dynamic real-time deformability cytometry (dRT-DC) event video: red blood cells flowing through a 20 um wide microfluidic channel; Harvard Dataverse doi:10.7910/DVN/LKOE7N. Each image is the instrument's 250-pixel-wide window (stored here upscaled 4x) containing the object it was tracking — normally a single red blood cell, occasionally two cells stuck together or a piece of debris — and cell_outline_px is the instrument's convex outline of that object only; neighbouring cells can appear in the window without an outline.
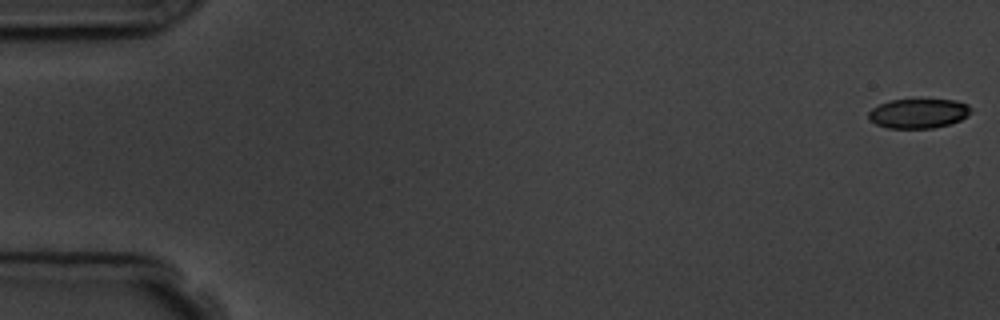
{"species": "common noctule bat (a hibernating species)", "species_latin": "Nyctalus noctula", "temperature_condition": "room temperature", "stored_images_in_passage": 5, "camera_frame_rate_fps": 3000, "um_per_image_px": 0.085, "animal": {"sex": "male", "body_mass_g": 19.5, "forearm_length_mm": 54.6}, "frame": {"image": 1, "passage_image": 1, "time_ms": 0.0, "image_size_px": [1000, 320], "cell_outline_px": [[972, 112], [968, 116], [952, 124], [932, 128], [888, 128], [876, 124], [868, 120], [868, 112], [872, 108], [880, 104], [892, 100], [956, 100], [968, 104], [972, 108]], "centroid_in_image_um": [78.09, 9.65], "position_along_channel_um": 6.9, "area_um2": 17.74}}
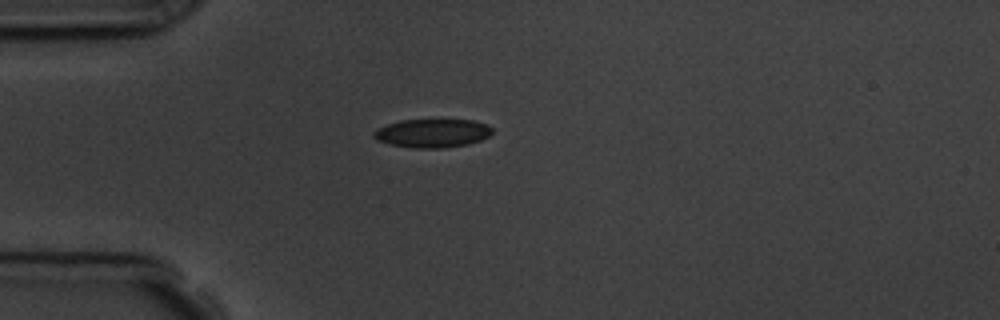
{"frame": {"image": 2, "passage_image": 5, "time_ms": 4.667, "image_size_px": [1000, 320], "cell_outline_px": [[492, 132], [488, 136], [480, 140], [468, 144], [444, 148], [412, 148], [388, 144], [376, 140], [372, 136], [372, 132], [388, 124], [400, 120], [472, 120], [488, 124], [492, 128]], "centroid_in_image_um": [36.74, 11.33], "position_along_channel_um": 48.3, "area_um2": 19.77}}